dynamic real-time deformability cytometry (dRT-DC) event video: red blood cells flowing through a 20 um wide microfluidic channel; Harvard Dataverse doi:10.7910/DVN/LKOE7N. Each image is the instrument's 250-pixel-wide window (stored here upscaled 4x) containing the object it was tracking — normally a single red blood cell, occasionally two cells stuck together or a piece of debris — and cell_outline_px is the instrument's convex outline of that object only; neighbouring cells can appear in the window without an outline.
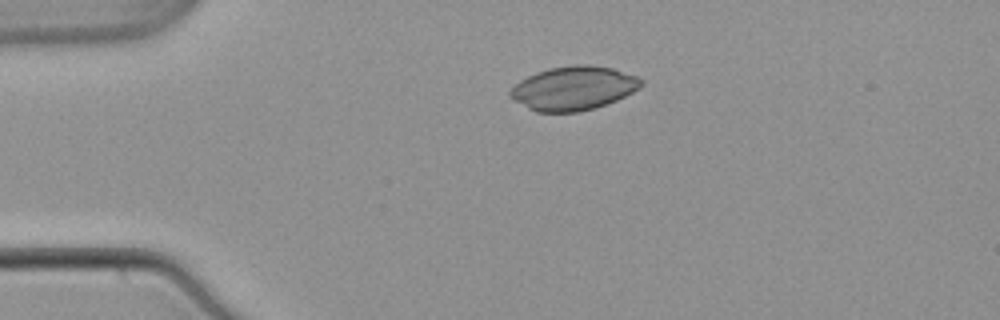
{"species": "common noctule bat (a hibernating species)", "species_latin": "Nyctalus noctula", "temperature_condition": "warm", "stored_images_in_passage": 42, "camera_frame_rate_fps": 3000, "um_per_image_px": 0.085, "animal": {"sex": "male", "body_mass_g": 21.5, "forearm_length_mm": 52.0}, "frame": {"image": 1, "passage_image": 1, "time_ms": 0.0, "image_size_px": [1000, 320], "cell_outline_px": [[644, 84], [632, 92], [616, 100], [596, 108], [576, 112], [536, 112], [512, 100], [508, 96], [508, 92], [520, 80], [536, 72], [548, 68], [572, 64], [588, 64], [612, 68], [636, 76], [644, 80]], "centroid_in_image_um": [48.72, 7.49], "position_along_channel_um": 36.3, "area_um2": 33.64}}
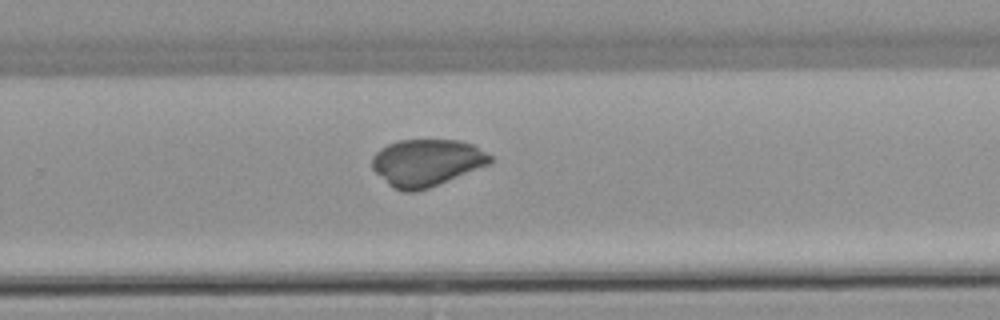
{"frame": {"image": 2, "passage_image": 24, "time_ms": 7.667, "image_size_px": [1000, 320], "cell_outline_px": [[496, 160], [492, 164], [428, 188], [416, 192], [404, 192], [392, 188], [372, 168], [372, 156], [380, 148], [388, 144], [400, 140], [460, 140], [472, 144], [492, 156]], "centroid_in_image_um": [36.29, 13.83], "position_along_channel_um": 293.5, "area_um2": 32.6}}
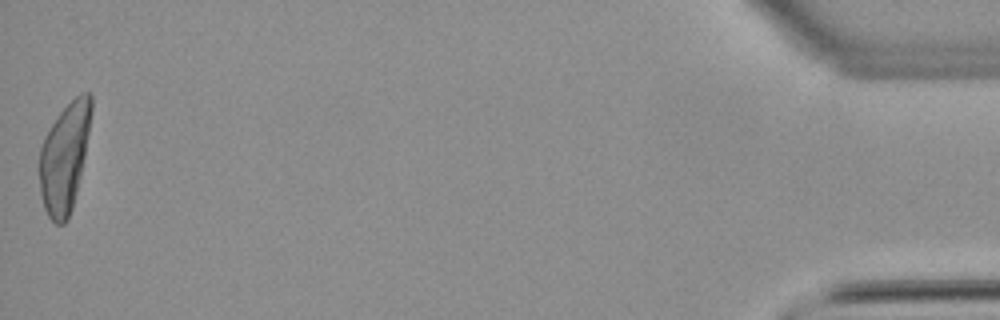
{"frame": {"image": 3, "passage_image": 42, "time_ms": 13.667, "image_size_px": [1000, 320], "cell_outline_px": [[92, 112], [84, 156], [76, 192], [72, 208], [64, 224], [56, 224], [48, 216], [44, 208], [40, 192], [40, 148], [44, 136], [56, 116], [80, 92], [88, 92], [92, 96]], "centroid_in_image_um": [5.48, 13.35], "position_along_channel_um": 429.7, "area_um2": 32.54}}